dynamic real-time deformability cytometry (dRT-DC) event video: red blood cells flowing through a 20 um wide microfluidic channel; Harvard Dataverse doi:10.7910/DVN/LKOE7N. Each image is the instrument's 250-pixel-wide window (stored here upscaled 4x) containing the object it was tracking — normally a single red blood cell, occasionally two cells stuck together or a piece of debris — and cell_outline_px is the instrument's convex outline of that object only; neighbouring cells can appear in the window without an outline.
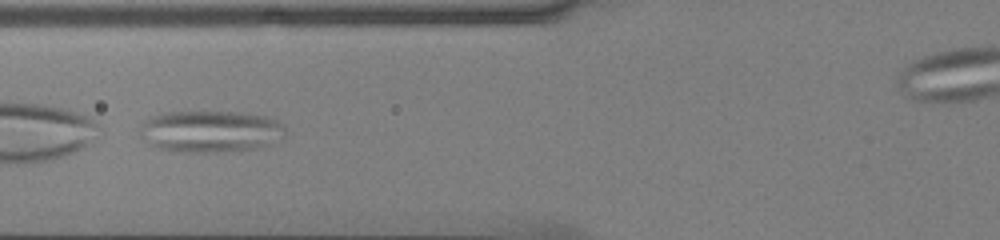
{"species": "common noctule bat (a hibernating species)", "species_latin": "Nyctalus noctula", "temperature_condition": "cold", "stored_images_in_passage": 49, "camera_frame_rate_fps": 3000, "um_per_image_px": 0.085, "animal": {"sex": "male", "body_mass_g": 13.0, "forearm_length_mm": 53.1}, "frame": {"image": 1, "passage_image": 22, "time_ms": 7.0, "image_size_px": [1000, 240], "cell_outline_px": [[288, 132], [284, 136], [268, 144], [252, 148], [220, 152], [172, 152], [156, 148], [148, 144], [140, 136], [140, 124], [148, 116], [160, 112], [240, 112], [264, 116], [276, 120]], "centroid_in_image_um": [17.78, 11.16], "position_along_channel_um": 108.0, "area_um2": 35.72}}